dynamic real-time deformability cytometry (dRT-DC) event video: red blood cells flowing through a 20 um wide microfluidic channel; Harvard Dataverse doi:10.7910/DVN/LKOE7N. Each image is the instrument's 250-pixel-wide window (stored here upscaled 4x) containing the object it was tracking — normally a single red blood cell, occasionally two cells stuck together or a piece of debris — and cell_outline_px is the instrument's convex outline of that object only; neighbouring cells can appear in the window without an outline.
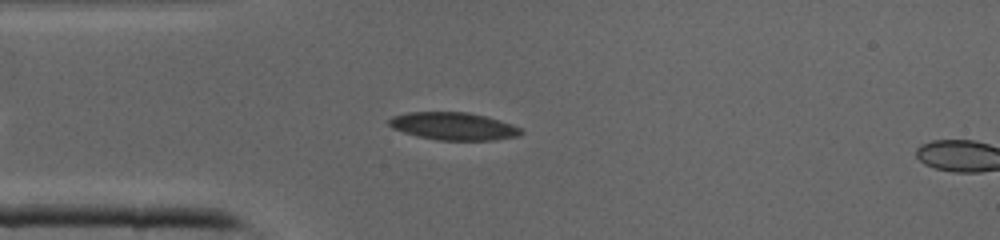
{"species": "common noctule bat (a hibernating species)", "species_latin": "Nyctalus noctula", "temperature_condition": "cold", "stored_images_in_passage": 8, "camera_frame_rate_fps": 3000, "um_per_image_px": 0.085, "animal": {"sex": "male", "body_mass_g": 19.0, "forearm_length_mm": 50.8}, "frame": {"image": 1, "passage_image": 7, "time_ms": 2.0, "image_size_px": [1000, 240], "cell_outline_px": [[524, 132], [520, 136], [496, 140], [436, 140], [416, 136], [392, 128], [388, 124], [388, 120], [392, 116], [408, 112], [468, 112], [484, 116], [512, 124], [520, 128]], "centroid_in_image_um": [38.54, 10.73], "position_along_channel_um": 46.5, "area_um2": 21.33}}